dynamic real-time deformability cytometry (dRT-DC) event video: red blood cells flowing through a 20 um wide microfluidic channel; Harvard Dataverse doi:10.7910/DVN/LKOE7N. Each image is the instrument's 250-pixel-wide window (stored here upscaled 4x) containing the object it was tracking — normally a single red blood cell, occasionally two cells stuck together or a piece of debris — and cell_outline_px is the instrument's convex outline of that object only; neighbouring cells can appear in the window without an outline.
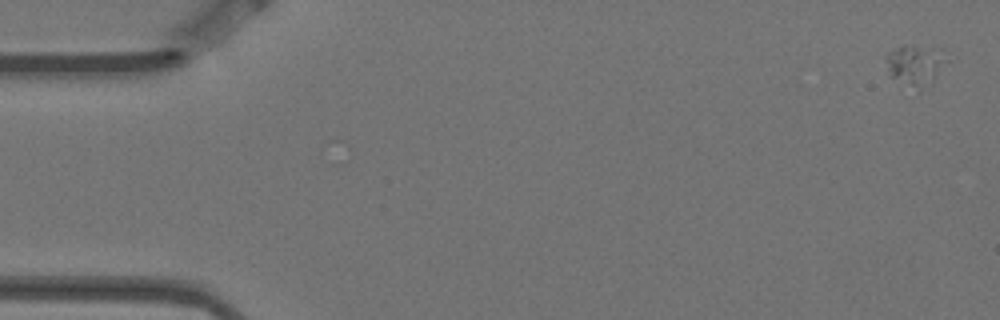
{"species": "Egyptian fruit bat (a non-hibernating species)", "species_latin": "Rousettus aegyptiacus", "temperature_condition": "warm", "stored_images_in_passage": 5, "camera_frame_rate_fps": 3000, "um_per_image_px": 0.085, "animal": {"sex": "female"}, "frame": {"image": 1, "passage_image": 1, "time_ms": 0.0, "image_size_px": [1000, 320], "cell_outline_px": [[948, 60], [932, 80], [920, 88], [892, 76], [888, 68], [884, 56], [888, 52], [904, 44], [916, 48]], "centroid_in_image_um": [77.66, 5.53], "position_along_channel_um": 7.3, "area_um2": 12.25}}
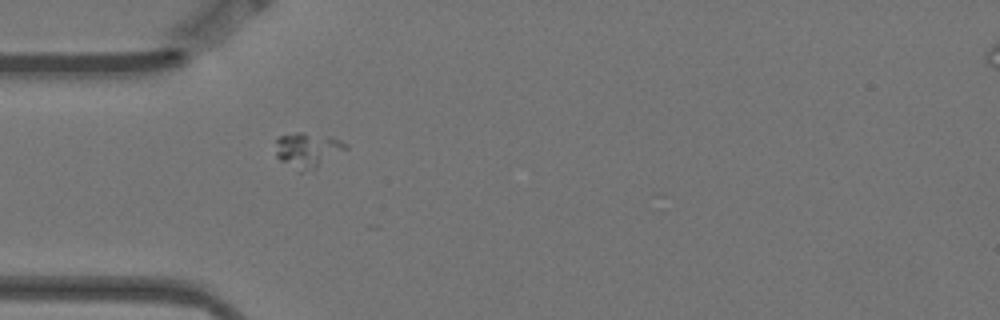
{"frame": {"image": 2, "passage_image": 5, "time_ms": 1.333, "image_size_px": [1000, 320], "cell_outline_px": [[348, 148], [316, 168], [300, 172], [280, 160], [276, 156], [276, 140], [280, 136], [296, 132], [304, 132], [332, 136], [348, 144]], "centroid_in_image_um": [26.16, 12.73], "position_along_channel_um": 58.8, "area_um2": 14.33}}